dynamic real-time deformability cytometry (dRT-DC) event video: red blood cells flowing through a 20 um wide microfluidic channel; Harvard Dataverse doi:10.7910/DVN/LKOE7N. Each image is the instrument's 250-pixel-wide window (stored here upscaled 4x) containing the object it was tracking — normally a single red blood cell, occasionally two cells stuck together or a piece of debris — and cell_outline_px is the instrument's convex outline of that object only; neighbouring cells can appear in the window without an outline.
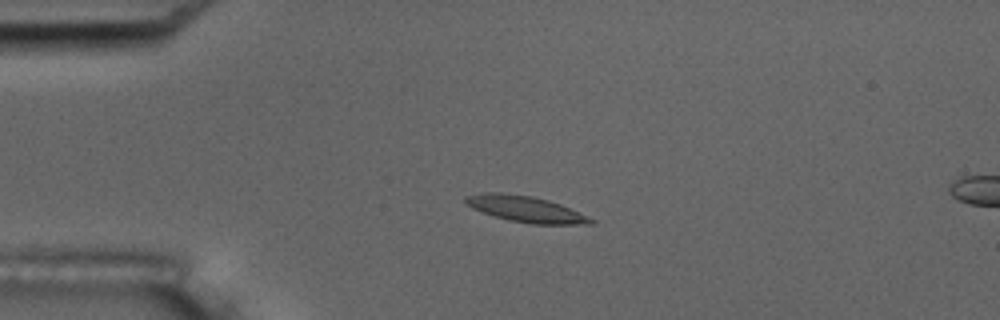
{"species": "common noctule bat (a hibernating species)", "species_latin": "Nyctalus noctula", "temperature_condition": "room temperature", "stored_images_in_passage": 6, "camera_frame_rate_fps": 3000, "um_per_image_px": 0.085, "animal": {"sex": "male", "body_mass_g": 17.5, "forearm_length_mm": 52.3}, "frame": {"image": 1, "passage_image": 4, "time_ms": 3.667, "image_size_px": [1000, 320], "cell_outline_px": [[596, 220], [592, 224], [532, 224], [508, 220], [472, 208], [464, 200], [464, 196], [484, 192], [500, 192], [532, 196], [548, 200], [560, 204]], "centroid_in_image_um": [44.67, 17.76], "position_along_channel_um": 40.3, "area_um2": 18.84}}